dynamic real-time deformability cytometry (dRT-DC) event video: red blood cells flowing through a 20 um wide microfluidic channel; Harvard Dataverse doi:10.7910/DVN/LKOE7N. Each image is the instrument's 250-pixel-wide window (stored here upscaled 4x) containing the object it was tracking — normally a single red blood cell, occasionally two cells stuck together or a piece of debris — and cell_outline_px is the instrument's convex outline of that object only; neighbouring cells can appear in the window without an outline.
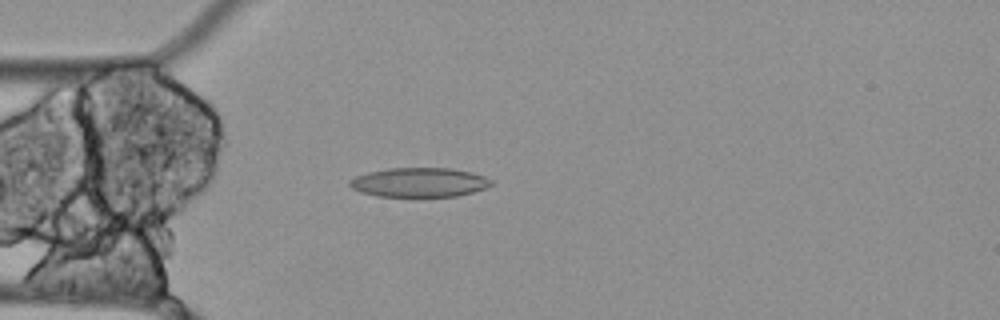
{"species": "Egyptian fruit bat (a non-hibernating species)", "species_latin": "Rousettus aegyptiacus", "temperature_condition": "cold", "stored_images_in_passage": 52, "camera_frame_rate_fps": 3000, "um_per_image_px": 0.085, "animal": {"sex": "female"}, "frame": {"image": 1, "passage_image": 11, "time_ms": 3.333, "image_size_px": [1000, 320], "cell_outline_px": [[492, 184], [484, 188], [472, 192], [456, 196], [376, 196], [360, 192], [352, 188], [348, 184], [348, 180], [356, 176], [368, 172], [388, 168], [452, 168], [472, 172], [484, 176], [492, 180]], "centroid_in_image_um": [35.61, 15.49], "position_along_channel_um": 49.4, "area_um2": 24.16}}
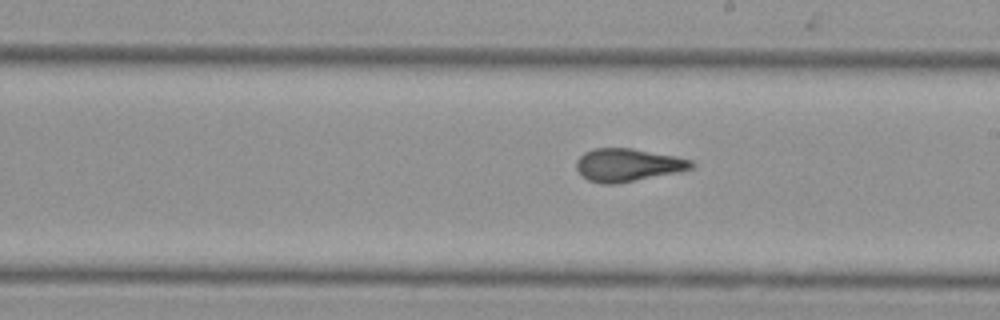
{"frame": {"image": 2, "passage_image": 27, "time_ms": 8.667, "image_size_px": [1000, 320], "cell_outline_px": [[696, 164], [692, 168], [676, 172], [616, 184], [600, 184], [588, 180], [576, 168], [576, 160], [584, 152], [592, 148], [632, 148], [692, 160]], "centroid_in_image_um": [53.32, 14.02], "position_along_channel_um": 235.7, "area_um2": 21.85}}
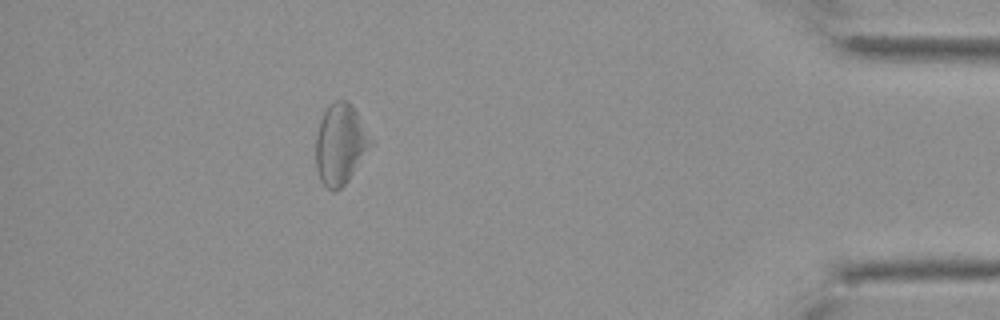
{"frame": {"image": 3, "passage_image": 46, "time_ms": 15.0, "image_size_px": [1000, 320], "cell_outline_px": [[372, 144], [348, 180], [336, 192], [332, 192], [320, 180], [316, 168], [316, 136], [320, 120], [324, 112], [336, 100], [348, 100], [352, 104], [372, 140]], "centroid_in_image_um": [28.91, 12.26], "position_along_channel_um": 406.3, "area_um2": 25.43}, "authors_computed_cell_mechanics": {"area_um2": 24.1026, "velocity_mm_per_s": 3.473, "shape_relaxation_time_tau1_ms": null, "shape_relaxation_time_tau2_ms": 2.7447, "deformation_change_tau1": null, "deformation_change_tau2": 0.0961}}